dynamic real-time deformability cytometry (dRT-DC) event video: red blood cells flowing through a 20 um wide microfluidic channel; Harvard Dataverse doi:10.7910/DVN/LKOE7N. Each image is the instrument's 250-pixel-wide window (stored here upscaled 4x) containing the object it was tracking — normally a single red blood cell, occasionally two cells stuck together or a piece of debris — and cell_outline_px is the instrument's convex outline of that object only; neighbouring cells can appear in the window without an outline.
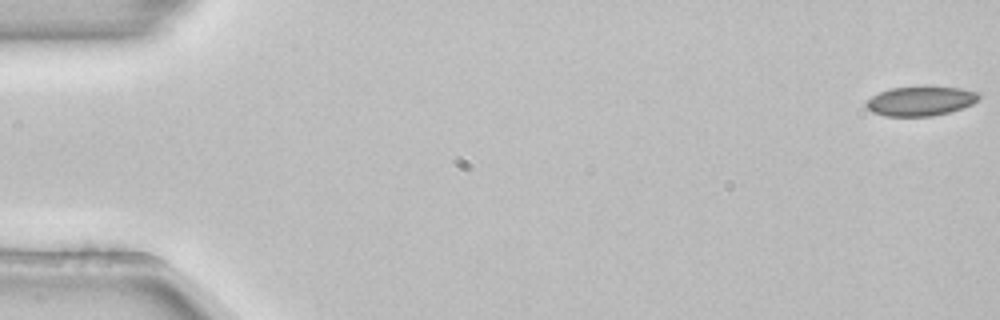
{"species": "common noctule bat (a hibernating species)", "species_latin": "Nyctalus noctula", "temperature_condition": "room temperature", "stored_images_in_passage": 2, "segment_of_instrument_passage": [2, 2], "camera_frame_rate_fps": 3000, "um_per_image_px": 0.085, "animal": {"sex": "female", "body_mass_g": 22.7, "forearm_length_mm": 54.2}, "frame": {"image": 1, "passage_image": 2, "time_ms": 0.333, "image_size_px": [1000, 320], "cell_outline_px": [[980, 100], [972, 104], [948, 112], [932, 116], [884, 116], [872, 112], [864, 104], [872, 96], [880, 92], [892, 88], [960, 88], [980, 92]], "centroid_in_image_um": [78.26, 8.61], "position_along_channel_um": 6.7, "area_um2": 18.9}}